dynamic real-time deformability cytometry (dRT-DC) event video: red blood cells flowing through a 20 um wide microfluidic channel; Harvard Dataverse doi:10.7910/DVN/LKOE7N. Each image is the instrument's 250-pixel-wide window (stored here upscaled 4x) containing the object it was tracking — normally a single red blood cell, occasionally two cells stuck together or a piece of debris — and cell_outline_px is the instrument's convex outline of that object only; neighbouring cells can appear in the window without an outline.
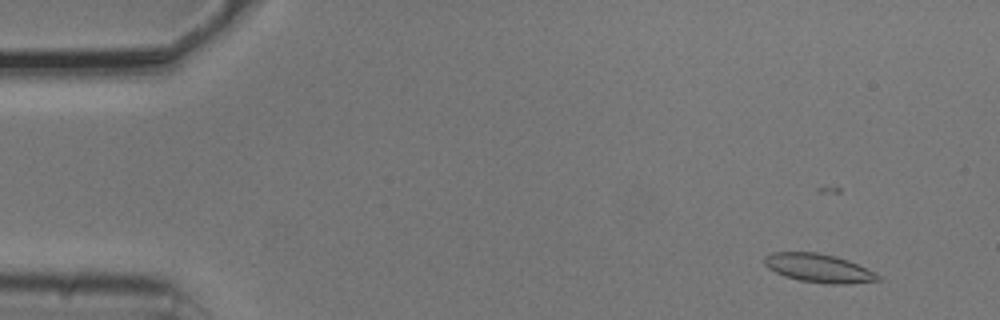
{"species": "common noctule bat (a hibernating species)", "species_latin": "Nyctalus noctula", "temperature_condition": "cold", "stored_images_in_passage": 55, "camera_frame_rate_fps": 3000, "um_per_image_px": 0.085, "animal": {"sex": "male", "body_mass_g": 20.5, "forearm_length_mm": 52.5}, "frame": {"image": 1, "passage_image": 6, "time_ms": 1.667, "image_size_px": [1000, 320], "cell_outline_px": [[880, 280], [840, 284], [828, 284], [800, 280], [784, 276], [768, 268], [764, 264], [764, 256], [772, 252], [816, 252], [848, 260], [880, 276]], "centroid_in_image_um": [69.51, 22.78], "position_along_channel_um": 15.5, "area_um2": 18.5}}
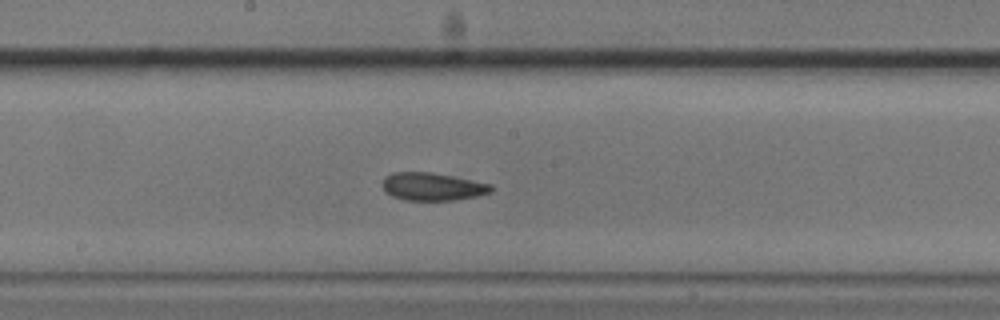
{"frame": {"image": 2, "passage_image": 30, "time_ms": 9.667, "image_size_px": [1000, 320], "cell_outline_px": [[492, 192], [476, 196], [452, 200], [404, 200], [392, 196], [384, 192], [380, 184], [384, 176], [392, 172], [432, 172], [492, 184]], "centroid_in_image_um": [36.69, 15.85], "position_along_channel_um": 211.5, "area_um2": 17.8}}
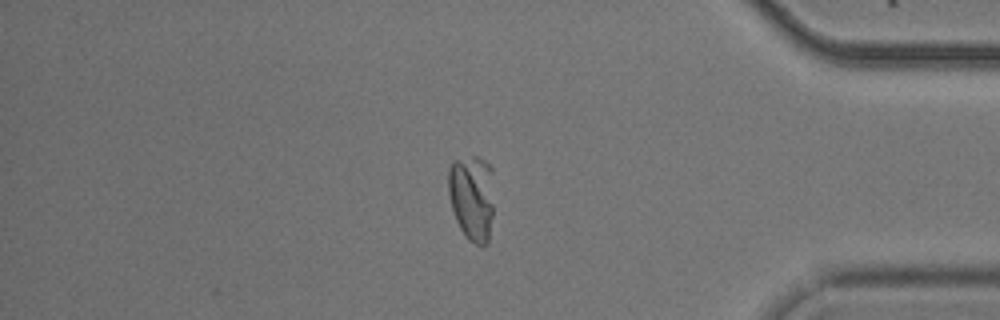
{"frame": {"image": 3, "passage_image": 47, "time_ms": 15.333, "image_size_px": [1000, 320], "cell_outline_px": [[492, 216], [488, 244], [484, 248], [480, 248], [468, 240], [464, 236], [456, 220], [452, 208], [448, 192], [448, 168], [452, 160], [472, 156], [480, 156], [492, 164]], "centroid_in_image_um": [40.12, 16.78], "position_along_channel_um": 395.1, "area_um2": 23.64}}